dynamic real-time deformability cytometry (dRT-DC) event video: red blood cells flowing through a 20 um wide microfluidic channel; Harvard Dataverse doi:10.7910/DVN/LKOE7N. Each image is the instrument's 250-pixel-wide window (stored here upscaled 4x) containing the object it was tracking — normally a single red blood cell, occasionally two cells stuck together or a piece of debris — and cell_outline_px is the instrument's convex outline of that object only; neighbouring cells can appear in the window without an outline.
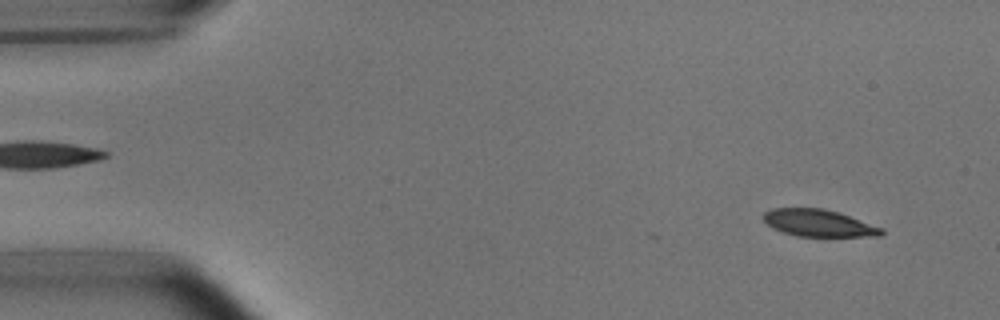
{"species": "common noctule bat (a hibernating species)", "species_latin": "Nyctalus noctula", "temperature_condition": "room temperature", "stored_images_in_passage": 43, "camera_frame_rate_fps": 3000, "um_per_image_px": 0.085, "animal": {"sex": "male", "body_mass_g": 15.6}, "frame": {"image": 1, "passage_image": 3, "time_ms": 0.667, "image_size_px": [1000, 320], "cell_outline_px": [[884, 232], [880, 236], [796, 236], [772, 228], [764, 220], [764, 212], [772, 208], [824, 208], [884, 228]], "centroid_in_image_um": [69.58, 18.96], "position_along_channel_um": 15.4, "area_um2": 18.38}}
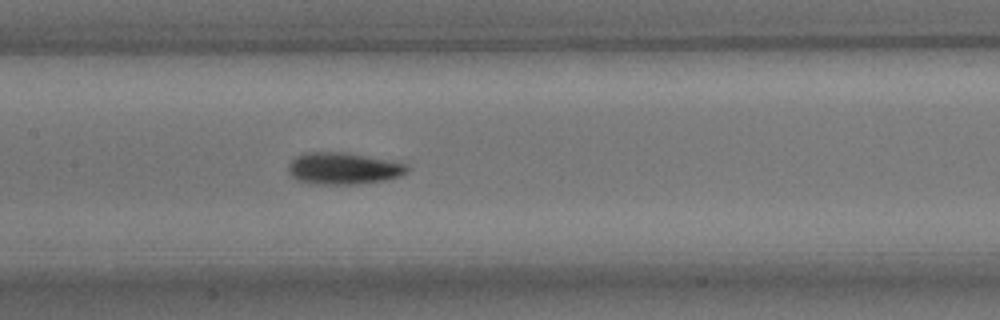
{"frame": {"image": 2, "passage_image": 24, "time_ms": 7.667, "image_size_px": [1000, 320], "cell_outline_px": [[408, 172], [400, 176], [384, 180], [360, 184], [312, 184], [296, 180], [288, 172], [288, 164], [296, 156], [304, 152], [344, 152], [408, 164]], "centroid_in_image_um": [29.15, 14.32], "position_along_channel_um": 178.3, "area_um2": 22.08}}
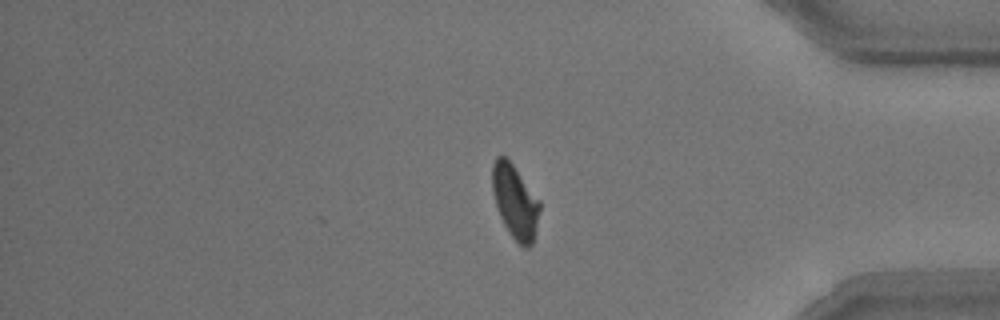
{"frame": {"image": 3, "passage_image": 43, "time_ms": 14.0, "image_size_px": [1000, 320], "cell_outline_px": [[540, 208], [532, 244], [528, 248], [524, 248], [508, 232], [500, 216], [492, 192], [492, 164], [496, 156], [508, 156], [540, 200]], "centroid_in_image_um": [43.77, 17.07], "position_along_channel_um": 391.4, "area_um2": 20.52}, "authors_computed_cell_mechanics": {"area_um2": 20.6924, "velocity_mm_per_s": 3.7471, "shape_relaxation_time_tau1_ms": 3.1877, "shape_relaxation_time_tau2_ms": 1.9165, "deformation_change_tau1": 0.1342, "deformation_change_tau2": 0.0755}}